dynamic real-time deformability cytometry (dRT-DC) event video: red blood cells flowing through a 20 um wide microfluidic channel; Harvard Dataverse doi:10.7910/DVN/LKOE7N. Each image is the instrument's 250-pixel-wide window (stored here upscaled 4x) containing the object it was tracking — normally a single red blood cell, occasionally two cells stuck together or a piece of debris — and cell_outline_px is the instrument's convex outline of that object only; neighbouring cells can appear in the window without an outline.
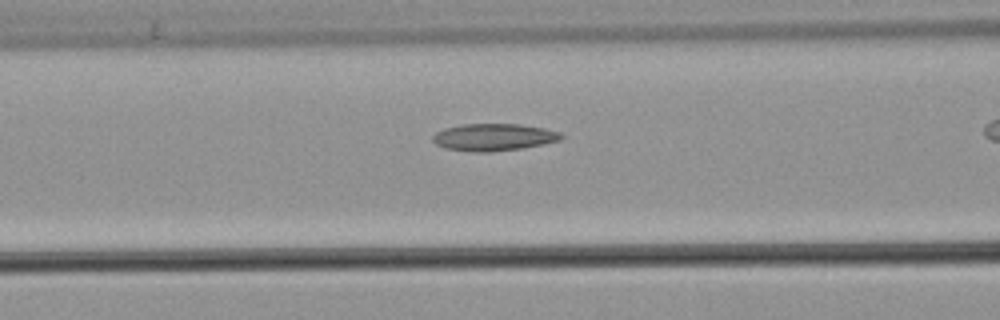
{"species": "common noctule bat (a hibernating species)", "species_latin": "Nyctalus noctula", "temperature_condition": "warm", "stored_images_in_passage": 33, "camera_frame_rate_fps": 3000, "um_per_image_px": 0.085, "animal": {"sex": "male", "body_mass_g": 21.5, "forearm_length_mm": 52.0}, "frame": {"image": 1, "passage_image": 6, "time_ms": 1.667, "image_size_px": [1000, 320], "cell_outline_px": [[564, 136], [560, 140], [520, 148], [488, 152], [472, 152], [444, 148], [436, 144], [432, 140], [432, 136], [436, 132], [444, 128], [460, 124], [520, 124], [544, 128], [560, 132]], "centroid_in_image_um": [41.92, 11.65], "position_along_channel_um": 124.7, "area_um2": 20.29}}
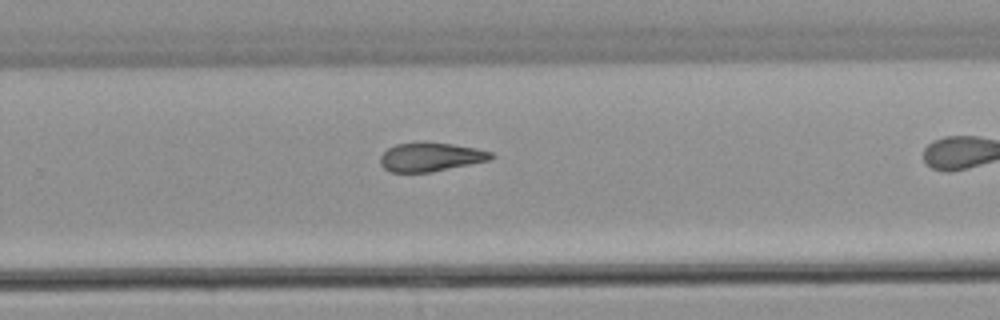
{"frame": {"image": 2, "passage_image": 19, "time_ms": 6.0, "image_size_px": [1000, 320], "cell_outline_px": [[496, 156], [492, 160], [432, 172], [392, 172], [384, 168], [380, 164], [380, 156], [388, 148], [396, 144], [452, 144], [476, 148], [492, 152]], "centroid_in_image_um": [36.65, 13.38], "position_along_channel_um": 293.1, "area_um2": 18.26}, "authors_computed_cell_mechanics": {"area_um2": 19.1896, "velocity_mm_per_s": 3.8955, "shape_relaxation_time_tau1_ms": null, "shape_relaxation_time_tau2_ms": 10.2522, "deformation_change_tau1": null, "deformation_change_tau2": 0.2166}}